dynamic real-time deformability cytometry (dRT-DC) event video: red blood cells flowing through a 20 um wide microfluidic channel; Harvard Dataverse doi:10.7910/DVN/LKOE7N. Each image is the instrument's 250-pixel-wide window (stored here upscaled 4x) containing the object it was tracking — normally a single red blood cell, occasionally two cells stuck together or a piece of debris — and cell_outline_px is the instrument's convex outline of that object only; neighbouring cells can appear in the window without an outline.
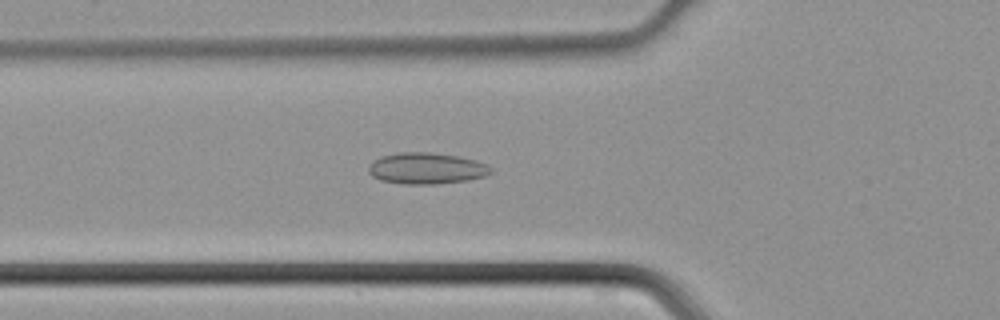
{"species": "common noctule bat (a hibernating species)", "species_latin": "Nyctalus noctula", "temperature_condition": "cold", "stored_images_in_passage": 43, "camera_frame_rate_fps": 3000, "um_per_image_px": 0.085, "animal": {"sex": "male", "body_mass_g": 21.5, "forearm_length_mm": 52.0}, "frame": {"image": 1, "passage_image": 14, "time_ms": 4.333, "image_size_px": [1000, 320], "cell_outline_px": [[492, 172], [484, 176], [468, 180], [436, 184], [404, 184], [380, 180], [372, 176], [368, 172], [368, 164], [372, 160], [380, 156], [400, 152], [428, 152], [456, 156], [476, 160], [488, 164], [492, 168]], "centroid_in_image_um": [36.22, 14.31], "position_along_channel_um": 89.6, "area_um2": 22.48}}
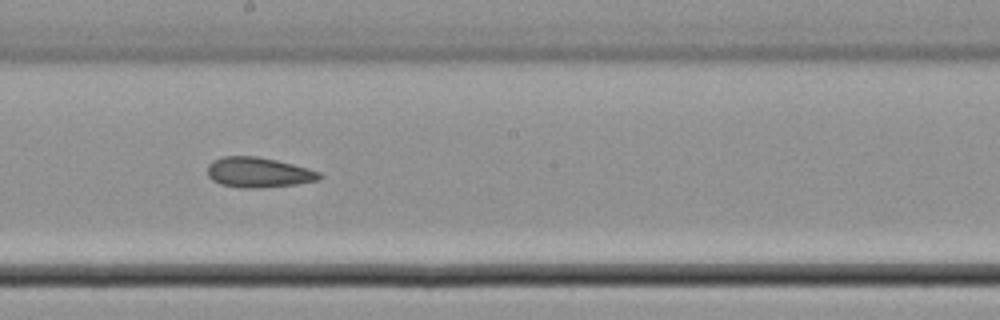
{"frame": {"image": 2, "passage_image": 23, "time_ms": 7.333, "image_size_px": [1000, 320], "cell_outline_px": [[324, 176], [320, 180], [296, 184], [260, 188], [240, 188], [220, 184], [212, 180], [208, 176], [208, 164], [212, 160], [224, 156], [256, 156], [276, 160], [308, 168], [320, 172]], "centroid_in_image_um": [21.97, 14.66], "position_along_channel_um": 226.2, "area_um2": 19.83}}
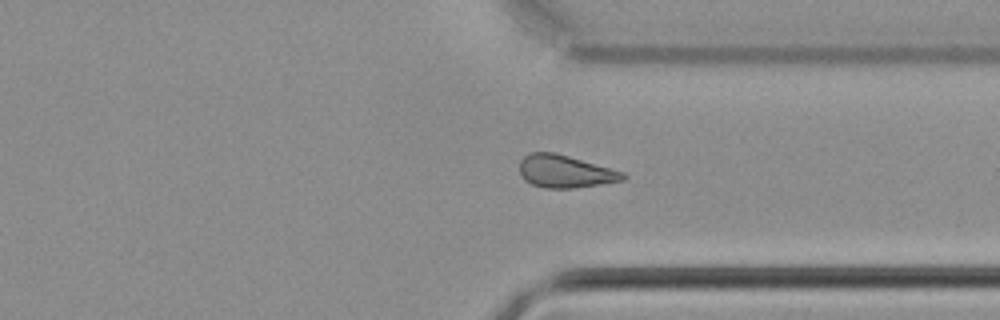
{"frame": {"image": 3, "passage_image": 32, "time_ms": 10.333, "image_size_px": [1000, 320], "cell_outline_px": [[628, 176], [624, 180], [600, 184], [572, 188], [544, 188], [532, 184], [524, 180], [520, 176], [520, 160], [524, 156], [532, 152], [552, 152], [568, 156], [624, 172]], "centroid_in_image_um": [48.02, 14.58], "position_along_channel_um": 363.4, "area_um2": 19.54}}